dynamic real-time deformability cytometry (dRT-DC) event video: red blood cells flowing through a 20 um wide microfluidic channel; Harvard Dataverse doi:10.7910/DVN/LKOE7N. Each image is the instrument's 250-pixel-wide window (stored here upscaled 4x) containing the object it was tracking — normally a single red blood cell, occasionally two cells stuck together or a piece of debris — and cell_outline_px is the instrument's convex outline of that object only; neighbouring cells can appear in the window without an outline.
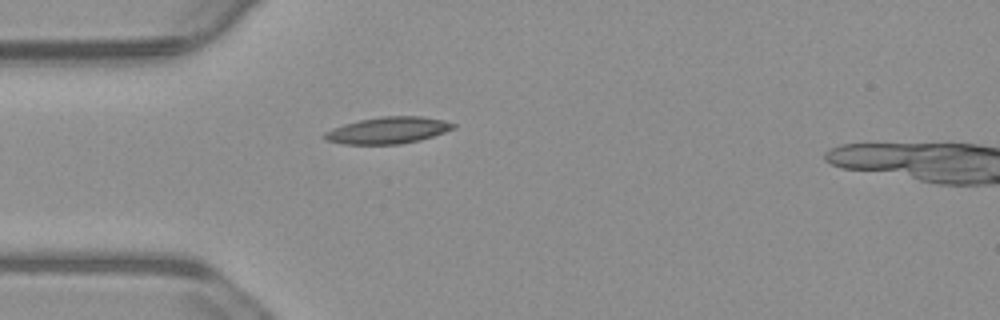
{"species": "common noctule bat (a hibernating species)", "species_latin": "Nyctalus noctula", "temperature_condition": "warm", "stored_images_in_passage": 39, "camera_frame_rate_fps": 3000, "um_per_image_px": 0.085, "animal": {"sex": "male", "body_mass_g": 23.1, "forearm_length_mm": 52.7}, "frame": {"image": 1, "passage_image": 1, "time_ms": 0.0, "image_size_px": [1000, 320], "cell_outline_px": [[456, 128], [420, 140], [400, 144], [344, 144], [324, 140], [320, 136], [324, 132], [332, 128], [344, 124], [360, 120], [380, 116], [424, 116], [444, 120], [456, 124]], "centroid_in_image_um": [32.95, 11.07], "position_along_channel_um": 52.0, "area_um2": 20.17}}
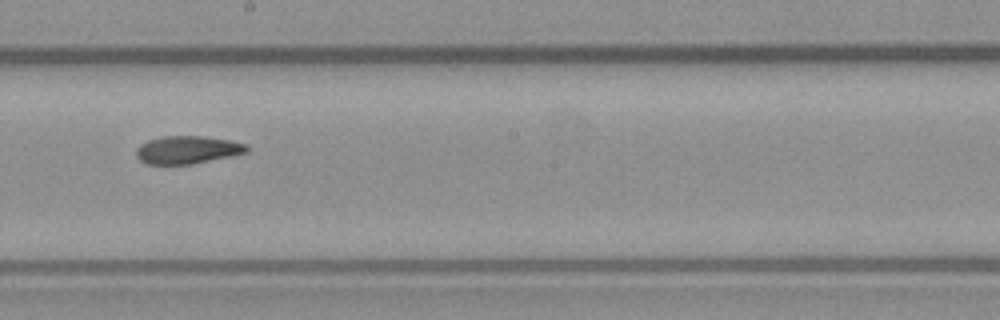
{"frame": {"image": 2, "passage_image": 16, "time_ms": 5.0, "image_size_px": [1000, 320], "cell_outline_px": [[248, 152], [232, 156], [192, 164], [144, 164], [136, 156], [136, 148], [140, 144], [148, 140], [160, 136], [204, 136], [232, 140], [248, 144]], "centroid_in_image_um": [15.94, 12.73], "position_along_channel_um": 232.3, "area_um2": 18.21}}
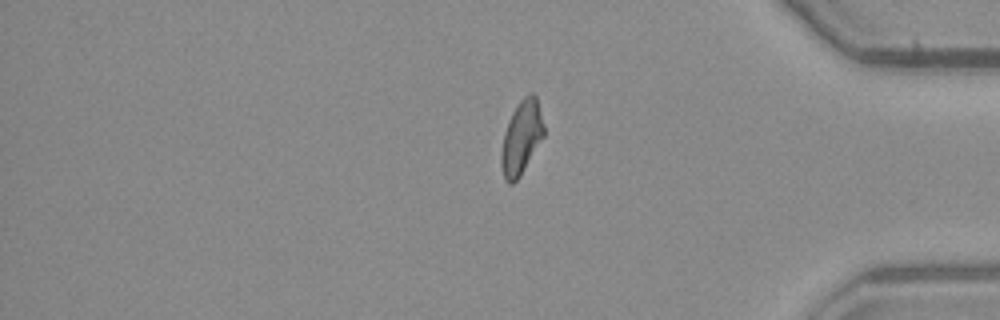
{"frame": {"image": 3, "passage_image": 31, "time_ms": 10.0, "image_size_px": [1000, 320], "cell_outline_px": [[544, 136], [520, 176], [512, 184], [508, 184], [504, 180], [500, 164], [500, 156], [504, 132], [508, 120], [512, 112], [520, 100], [528, 92], [532, 92], [536, 96], [544, 124]], "centroid_in_image_um": [44.3, 11.69], "position_along_channel_um": 390.9, "area_um2": 18.44}}